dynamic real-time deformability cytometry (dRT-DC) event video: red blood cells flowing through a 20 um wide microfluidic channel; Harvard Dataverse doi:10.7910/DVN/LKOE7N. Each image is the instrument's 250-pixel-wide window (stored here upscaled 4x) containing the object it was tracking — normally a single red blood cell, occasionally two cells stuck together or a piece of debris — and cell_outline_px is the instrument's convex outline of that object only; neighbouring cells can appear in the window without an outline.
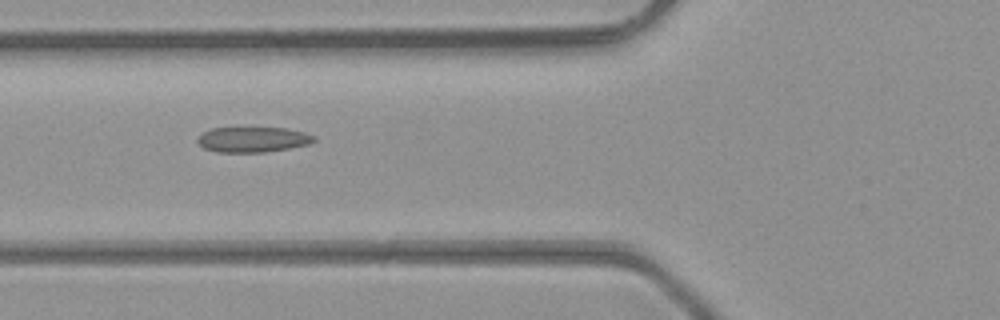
{"species": "common noctule bat (a hibernating species)", "species_latin": "Nyctalus noctula", "temperature_condition": "room temperature", "stored_images_in_passage": 5, "camera_frame_rate_fps": 3000, "um_per_image_px": 0.085, "animal": {"sex": "male", "body_mass_g": 23.1, "forearm_length_mm": 52.7}, "frame": {"image": 1, "passage_image": 5, "time_ms": 1.333, "image_size_px": [1000, 320], "cell_outline_px": [[316, 140], [308, 144], [288, 148], [264, 152], [216, 152], [204, 148], [196, 140], [204, 132], [212, 128], [288, 128], [304, 132], [316, 136]], "centroid_in_image_um": [21.51, 11.86], "position_along_channel_um": 104.3, "area_um2": 17.05}}